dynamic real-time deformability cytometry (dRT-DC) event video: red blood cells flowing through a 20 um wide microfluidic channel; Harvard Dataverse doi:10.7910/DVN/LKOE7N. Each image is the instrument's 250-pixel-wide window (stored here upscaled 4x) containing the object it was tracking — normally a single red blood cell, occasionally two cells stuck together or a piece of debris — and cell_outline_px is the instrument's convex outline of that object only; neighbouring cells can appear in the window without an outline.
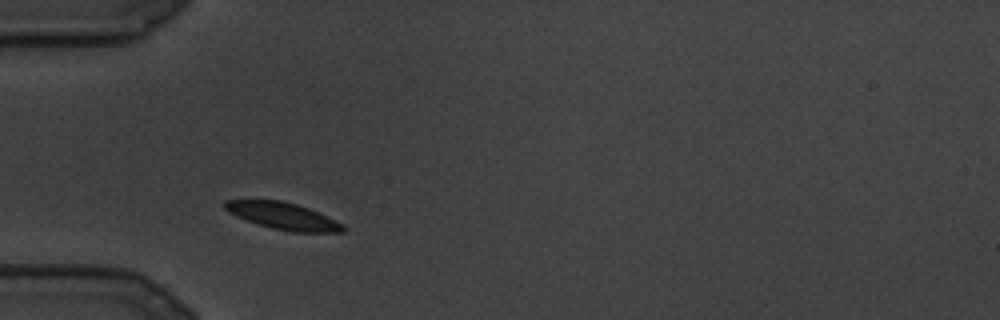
{"species": "common noctule bat (a hibernating species)", "species_latin": "Nyctalus noctula", "temperature_condition": "cold", "stored_images_in_passage": 15, "camera_frame_rate_fps": 3000, "um_per_image_px": 0.085, "animal": {"sex": "male", "body_mass_g": 19.5, "forearm_length_mm": 54.6}, "frame": {"image": 1, "passage_image": 8, "time_ms": 2.333, "image_size_px": [1000, 320], "cell_outline_px": [[348, 228], [344, 232], [292, 232], [272, 228], [236, 216], [228, 212], [224, 208], [224, 200], [252, 196], [280, 200], [296, 204], [308, 208], [344, 224]], "centroid_in_image_um": [23.98, 18.3], "position_along_channel_um": 61.0, "area_um2": 19.19}}
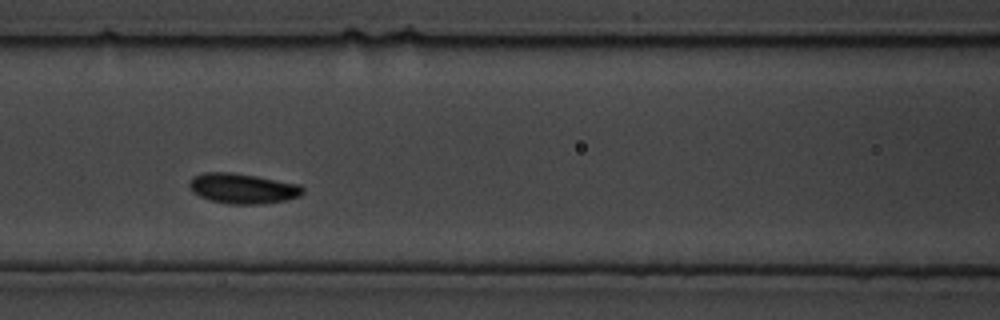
{"frame": {"image": 2, "passage_image": 12, "time_ms": 3.667, "image_size_px": [1000, 320], "cell_outline_px": [[304, 192], [300, 196], [284, 200], [260, 204], [228, 204], [212, 200], [200, 196], [192, 192], [188, 184], [192, 176], [204, 172], [228, 172], [256, 176], [300, 184], [304, 188]], "centroid_in_image_um": [20.62, 16.01], "position_along_channel_um": 146.0, "area_um2": 19.94}}
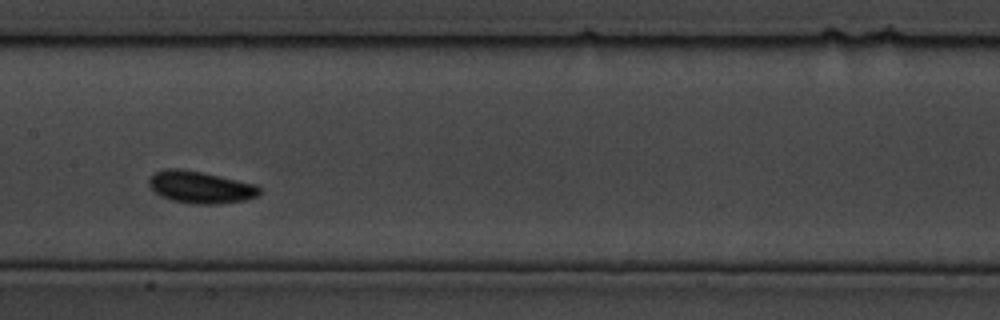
{"frame": {"image": 3, "passage_image": 14, "time_ms": 4.333, "image_size_px": [1000, 320], "cell_outline_px": [[260, 192], [256, 196], [244, 200], [216, 204], [196, 204], [172, 200], [160, 196], [148, 184], [148, 180], [152, 172], [164, 168], [180, 168], [220, 176], [256, 184], [260, 188]], "centroid_in_image_um": [16.99, 15.89], "position_along_channel_um": 190.4, "area_um2": 20.63}}